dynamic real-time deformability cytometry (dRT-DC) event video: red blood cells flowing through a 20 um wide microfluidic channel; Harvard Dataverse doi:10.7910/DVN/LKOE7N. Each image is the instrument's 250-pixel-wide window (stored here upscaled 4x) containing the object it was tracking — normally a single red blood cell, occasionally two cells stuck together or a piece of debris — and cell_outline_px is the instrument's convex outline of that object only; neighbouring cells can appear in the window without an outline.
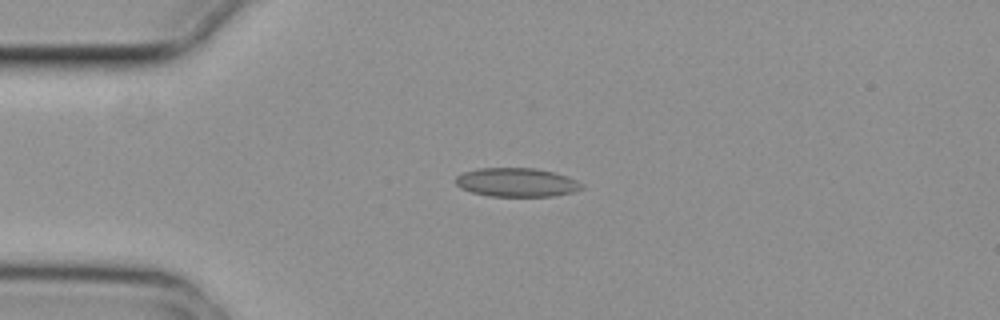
{"species": "common noctule bat (a hibernating species)", "species_latin": "Nyctalus noctula", "temperature_condition": "cold", "stored_images_in_passage": 3, "camera_frame_rate_fps": 3000, "um_per_image_px": 0.085, "animal": {"sex": "female", "body_mass_g": 29.2, "forearm_length_mm": 56.3}, "frame": {"image": 1, "passage_image": 3, "time_ms": 0.667, "image_size_px": [1000, 320], "cell_outline_px": [[584, 188], [572, 192], [556, 196], [488, 196], [472, 192], [460, 188], [456, 184], [456, 176], [464, 172], [476, 168], [536, 168], [556, 172], [568, 176], [584, 184]], "centroid_in_image_um": [43.94, 15.5], "position_along_channel_um": 41.1, "area_um2": 21.39}}